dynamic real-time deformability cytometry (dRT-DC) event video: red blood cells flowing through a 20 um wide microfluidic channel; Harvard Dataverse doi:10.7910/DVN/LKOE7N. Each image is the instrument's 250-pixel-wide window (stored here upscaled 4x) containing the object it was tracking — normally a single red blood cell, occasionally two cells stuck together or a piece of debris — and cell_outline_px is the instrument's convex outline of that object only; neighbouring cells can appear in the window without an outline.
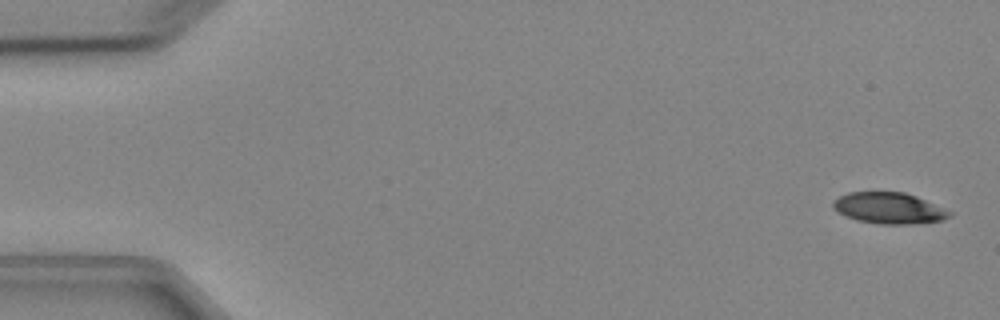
{"species": "Egyptian fruit bat (a non-hibernating species)", "species_latin": "Rousettus aegyptiacus", "temperature_condition": "cold", "stored_images_in_passage": 7, "camera_frame_rate_fps": 3000, "um_per_image_px": 0.085, "animal": {"sex": "female"}, "frame": {"image": 1, "passage_image": 1, "time_ms": 0.0, "image_size_px": [1000, 320], "cell_outline_px": [[952, 216], [944, 220], [908, 224], [880, 224], [860, 220], [848, 216], [840, 212], [832, 204], [840, 196], [848, 192], [904, 192], [916, 196], [952, 212]], "centroid_in_image_um": [75.62, 17.69], "position_along_channel_um": 9.4, "area_um2": 20.69}}
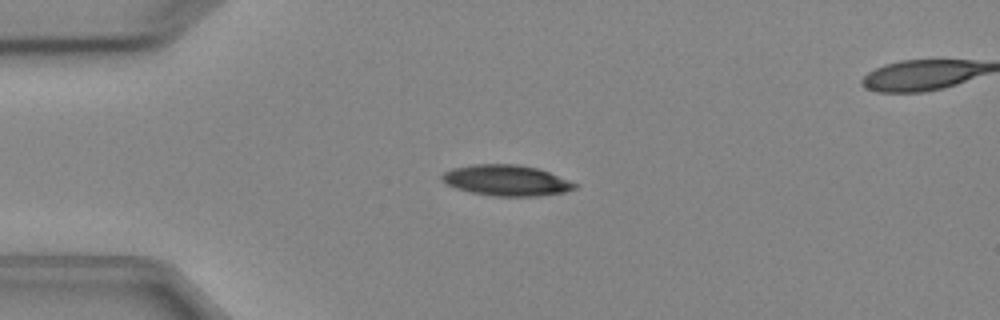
{"frame": {"image": 2, "passage_image": 4, "time_ms": 3.667, "image_size_px": [1000, 320], "cell_outline_px": [[576, 188], [564, 192], [536, 196], [496, 196], [472, 192], [456, 188], [440, 180], [440, 176], [444, 172], [452, 168], [472, 164], [516, 164], [536, 168], [548, 172], [576, 184]], "centroid_in_image_um": [42.98, 15.32], "position_along_channel_um": 42.0, "area_um2": 23.52}}
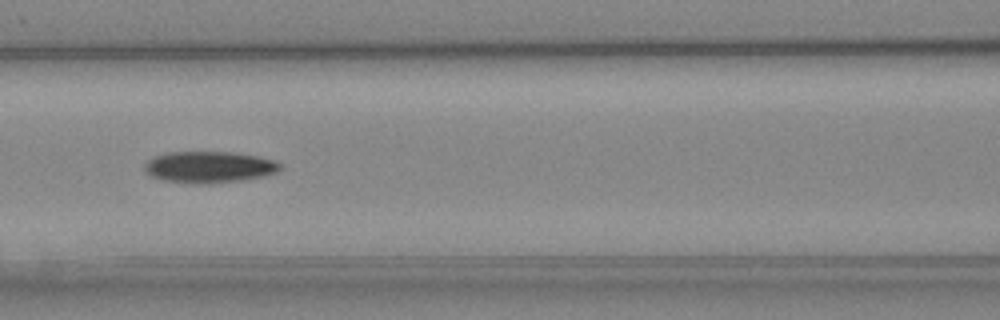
{"frame": {"image": 3, "passage_image": 7, "time_ms": 7.0, "image_size_px": [1000, 320], "cell_outline_px": [[280, 168], [276, 172], [260, 176], [240, 180], [208, 184], [196, 184], [164, 180], [152, 176], [144, 172], [144, 164], [148, 160], [156, 156], [168, 152], [232, 152], [260, 156], [272, 160], [280, 164]], "centroid_in_image_um": [17.73, 14.19], "position_along_channel_um": 148.9, "area_um2": 24.68}}